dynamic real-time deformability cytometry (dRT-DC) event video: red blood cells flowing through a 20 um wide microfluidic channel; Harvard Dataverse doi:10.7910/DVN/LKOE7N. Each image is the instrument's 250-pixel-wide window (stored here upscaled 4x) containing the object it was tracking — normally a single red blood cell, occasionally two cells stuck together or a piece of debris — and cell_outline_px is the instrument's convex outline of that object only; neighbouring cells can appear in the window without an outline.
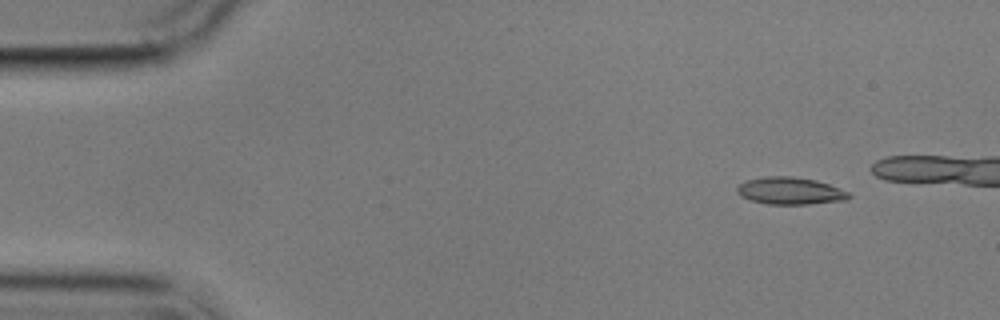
{"species": "common noctule bat (a hibernating species)", "species_latin": "Nyctalus noctula", "temperature_condition": "cold", "stored_images_in_passage": 5, "camera_frame_rate_fps": 3000, "um_per_image_px": 0.085, "animal": {"sex": "male", "body_mass_g": 17.9}, "frame": {"image": 1, "passage_image": 2, "time_ms": 1.333, "image_size_px": [1000, 320], "cell_outline_px": [[852, 196], [848, 200], [808, 204], [768, 204], [752, 200], [740, 196], [736, 192], [736, 188], [740, 184], [748, 180], [764, 176], [792, 176], [816, 180], [828, 184], [848, 192]], "centroid_in_image_um": [67.17, 16.22], "position_along_channel_um": 17.8, "area_um2": 17.69}}